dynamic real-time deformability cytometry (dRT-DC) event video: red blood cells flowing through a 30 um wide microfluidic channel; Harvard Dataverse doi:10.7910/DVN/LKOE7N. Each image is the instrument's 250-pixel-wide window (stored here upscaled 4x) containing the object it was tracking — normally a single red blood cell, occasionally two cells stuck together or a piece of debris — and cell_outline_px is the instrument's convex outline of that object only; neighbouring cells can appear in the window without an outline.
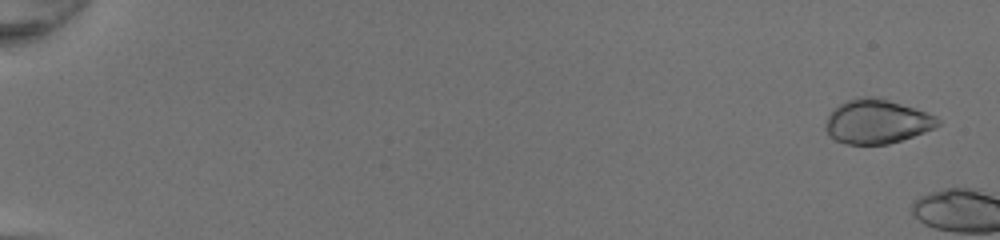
{"species": "common noctule bat (a hibernating species)", "species_latin": "Nyctalus noctula", "temperature_condition": "room temperature", "stored_images_in_passage": 5, "camera_frame_rate_fps": 3000, "um_per_image_px": 0.085, "animal": {"sex": "female", "body_mass_g": 20.0, "forearm_length_mm": 54.0}, "frame": {"image": 1, "passage_image": 2, "time_ms": 0.333, "image_size_px": [1000, 240], "cell_outline_px": [[940, 124], [936, 128], [888, 144], [844, 144], [828, 136], [824, 128], [828, 116], [832, 108], [848, 100], [864, 96], [872, 96], [888, 100], [916, 108], [928, 112], [936, 116], [940, 120]], "centroid_in_image_um": [74.52, 10.33], "position_along_channel_um": 10.5, "area_um2": 29.02}}